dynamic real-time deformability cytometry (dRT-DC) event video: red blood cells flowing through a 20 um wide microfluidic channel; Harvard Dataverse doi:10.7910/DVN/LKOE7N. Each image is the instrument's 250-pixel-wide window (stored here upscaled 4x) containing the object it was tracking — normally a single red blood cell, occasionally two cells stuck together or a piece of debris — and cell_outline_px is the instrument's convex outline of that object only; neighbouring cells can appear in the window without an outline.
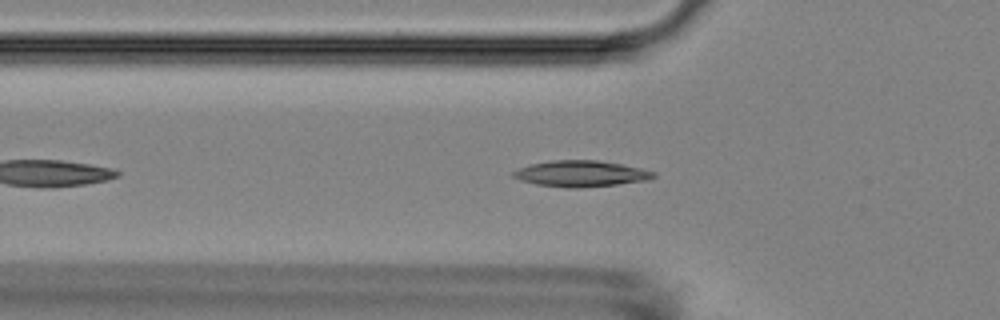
{"species": "Egyptian fruit bat (a non-hibernating species)", "species_latin": "Rousettus aegyptiacus", "temperature_condition": "room temperature", "stored_images_in_passage": 46, "segment_of_instrument_passage": [1, 2], "camera_frame_rate_fps": 3000, "um_per_image_px": 0.085, "animal": {"sex": "female"}, "frame": {"image": 1, "passage_image": 8, "time_ms": 2.333, "image_size_px": [1000, 320], "cell_outline_px": [[656, 176], [652, 180], [616, 184], [576, 188], [568, 188], [536, 184], [520, 180], [512, 176], [512, 172], [520, 168], [532, 164], [552, 160], [596, 160], [620, 164], [640, 168], [656, 172]], "centroid_in_image_um": [49.41, 14.76], "position_along_channel_um": 76.4, "area_um2": 21.21}}
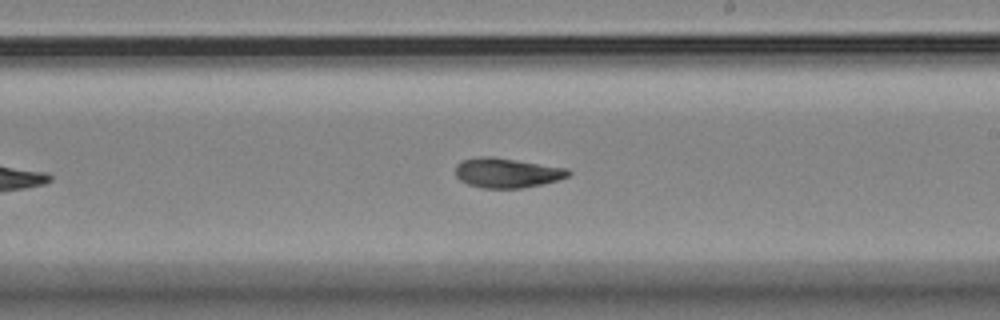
{"frame": {"image": 2, "passage_image": 22, "time_ms": 7.0, "image_size_px": [1000, 320], "cell_outline_px": [[572, 172], [568, 176], [556, 180], [540, 184], [520, 188], [480, 188], [468, 184], [460, 180], [456, 176], [456, 164], [460, 160], [480, 156], [492, 156], [568, 168]], "centroid_in_image_um": [43.05, 14.68], "position_along_channel_um": 245.9, "area_um2": 19.59}}
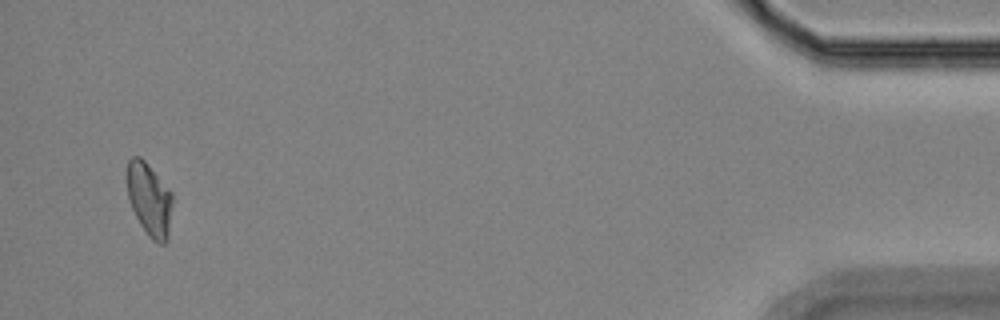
{"frame": {"image": 3, "passage_image": 43, "time_ms": 14.0, "image_size_px": [1000, 320], "cell_outline_px": [[172, 204], [168, 240], [164, 244], [160, 244], [152, 240], [148, 236], [140, 224], [132, 208], [128, 196], [124, 176], [128, 160], [132, 156], [140, 156], [144, 160], [172, 192]], "centroid_in_image_um": [12.67, 16.93], "position_along_channel_um": 422.5, "area_um2": 19.71}}